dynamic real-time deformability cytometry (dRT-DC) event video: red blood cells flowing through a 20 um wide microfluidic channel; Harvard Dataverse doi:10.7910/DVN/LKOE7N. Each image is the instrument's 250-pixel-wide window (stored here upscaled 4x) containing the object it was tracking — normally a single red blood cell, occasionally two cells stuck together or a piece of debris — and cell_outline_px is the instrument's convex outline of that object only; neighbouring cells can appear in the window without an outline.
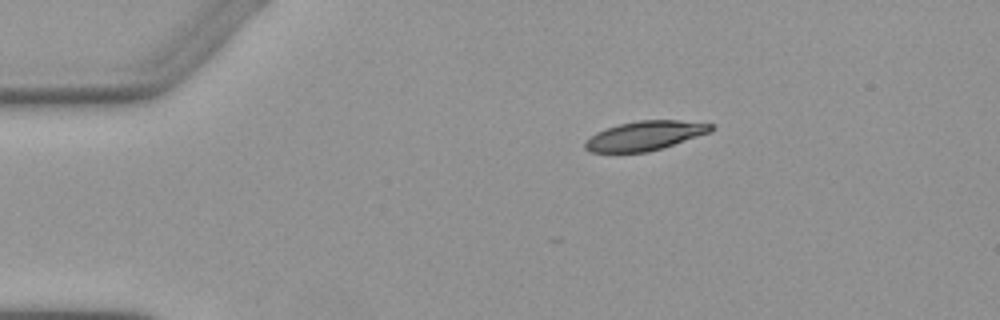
{"species": "Egyptian fruit bat (a non-hibernating species)", "species_latin": "Rousettus aegyptiacus", "temperature_condition": "warm", "stored_images_in_passage": 4, "camera_frame_rate_fps": 3000, "um_per_image_px": 0.085, "animal": {"sex": "female"}, "frame": {"image": 1, "passage_image": 1, "time_ms": 0.0, "image_size_px": [1000, 320], "cell_outline_px": [[716, 128], [712, 132], [648, 152], [592, 152], [584, 148], [584, 140], [596, 132], [620, 124], [636, 120], [680, 120], [716, 124]], "centroid_in_image_um": [54.86, 11.52], "position_along_channel_um": 30.1, "area_um2": 21.62}}
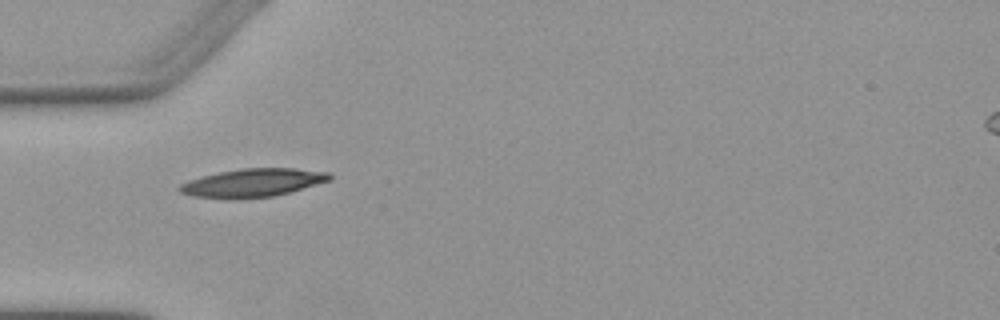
{"frame": {"image": 2, "passage_image": 3, "time_ms": 2.333, "image_size_px": [1000, 320], "cell_outline_px": [[332, 180], [276, 196], [240, 200], [224, 200], [192, 196], [180, 192], [176, 188], [180, 184], [188, 180], [200, 176], [220, 172], [244, 168], [296, 168], [328, 172], [332, 176]], "centroid_in_image_um": [21.45, 15.56], "position_along_channel_um": 63.6, "area_um2": 25.37}}